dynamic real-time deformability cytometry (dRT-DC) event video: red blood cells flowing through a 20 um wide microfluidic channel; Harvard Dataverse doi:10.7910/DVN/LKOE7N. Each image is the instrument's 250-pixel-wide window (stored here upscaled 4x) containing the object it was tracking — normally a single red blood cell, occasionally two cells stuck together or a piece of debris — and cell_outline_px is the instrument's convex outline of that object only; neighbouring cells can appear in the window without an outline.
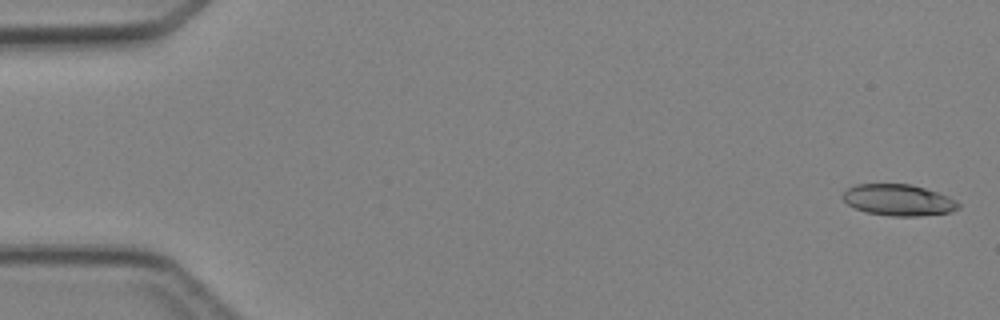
{"species": "Egyptian fruit bat (a non-hibernating species)", "species_latin": "Rousettus aegyptiacus", "temperature_condition": "cold", "stored_images_in_passage": 5, "camera_frame_rate_fps": 3000, "um_per_image_px": 0.085, "animal": {"sex": "female"}, "frame": {"image": 1, "passage_image": 1, "time_ms": 0.0, "image_size_px": [1000, 320], "cell_outline_px": [[960, 208], [948, 212], [916, 216], [892, 216], [864, 212], [848, 204], [840, 196], [848, 188], [856, 184], [912, 184], [948, 196], [956, 200], [960, 204]], "centroid_in_image_um": [76.35, 17.0], "position_along_channel_um": 8.7, "area_um2": 21.04}}
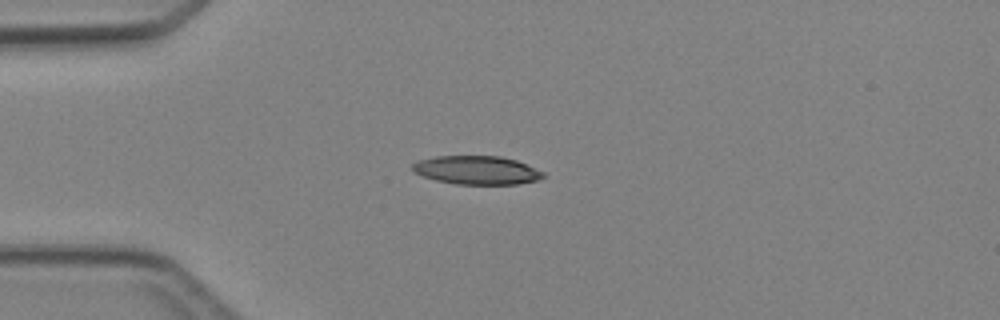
{"frame": {"image": 2, "passage_image": 4, "time_ms": 3.667, "image_size_px": [1000, 320], "cell_outline_px": [[544, 176], [536, 180], [516, 184], [456, 184], [436, 180], [412, 172], [412, 164], [420, 160], [436, 156], [500, 156], [516, 160], [544, 172]], "centroid_in_image_um": [40.5, 14.46], "position_along_channel_um": 44.5, "area_um2": 21.56}}